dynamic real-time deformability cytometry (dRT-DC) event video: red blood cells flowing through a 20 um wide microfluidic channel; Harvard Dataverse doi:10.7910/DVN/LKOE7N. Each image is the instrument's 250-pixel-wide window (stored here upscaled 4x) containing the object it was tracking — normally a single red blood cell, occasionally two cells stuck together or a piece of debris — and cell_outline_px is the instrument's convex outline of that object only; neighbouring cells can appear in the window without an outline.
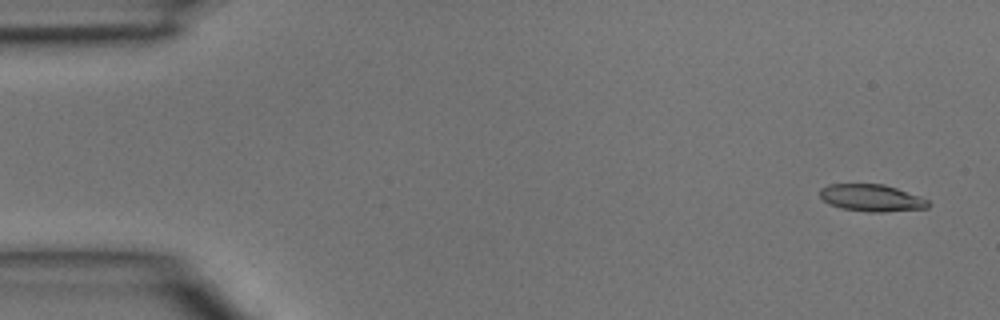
{"species": "common noctule bat (a hibernating species)", "species_latin": "Nyctalus noctula", "temperature_condition": "room temperature", "stored_images_in_passage": 44, "camera_frame_rate_fps": 3000, "um_per_image_px": 0.085, "animal": {"sex": "male", "body_mass_g": 15.6}, "frame": {"image": 1, "passage_image": 2, "time_ms": 0.333, "image_size_px": [1000, 320], "cell_outline_px": [[932, 204], [928, 208], [884, 212], [868, 212], [840, 208], [828, 204], [820, 196], [820, 188], [828, 184], [884, 184], [920, 196], [928, 200]], "centroid_in_image_um": [74.09, 16.83], "position_along_channel_um": 10.9, "area_um2": 17.22}}
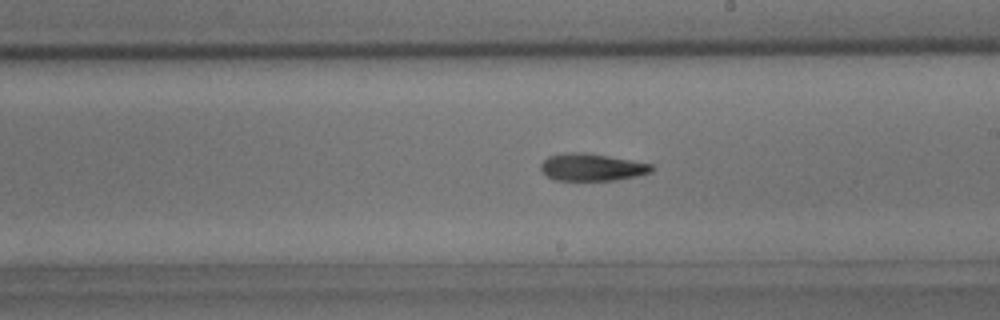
{"frame": {"image": 2, "passage_image": 25, "time_ms": 8.0, "image_size_px": [1000, 320], "cell_outline_px": [[656, 168], [652, 172], [636, 176], [616, 180], [552, 180], [540, 168], [540, 164], [548, 156], [564, 152], [584, 152], [608, 156], [652, 164]], "centroid_in_image_um": [50.31, 14.21], "position_along_channel_um": 238.7, "area_um2": 17.69}}
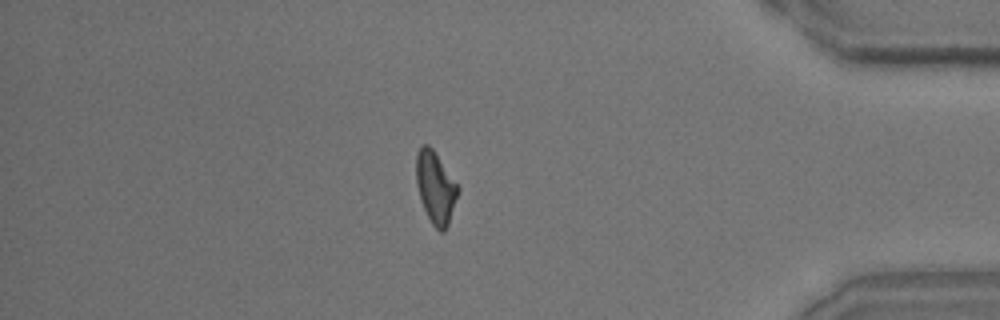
{"frame": {"image": 3, "passage_image": 38, "time_ms": 12.333, "image_size_px": [1000, 320], "cell_outline_px": [[460, 188], [448, 224], [444, 232], [440, 232], [432, 224], [424, 208], [416, 184], [416, 152], [420, 144], [428, 144], [432, 148]], "centroid_in_image_um": [37.0, 15.9], "position_along_channel_um": 398.2, "area_um2": 17.34}}